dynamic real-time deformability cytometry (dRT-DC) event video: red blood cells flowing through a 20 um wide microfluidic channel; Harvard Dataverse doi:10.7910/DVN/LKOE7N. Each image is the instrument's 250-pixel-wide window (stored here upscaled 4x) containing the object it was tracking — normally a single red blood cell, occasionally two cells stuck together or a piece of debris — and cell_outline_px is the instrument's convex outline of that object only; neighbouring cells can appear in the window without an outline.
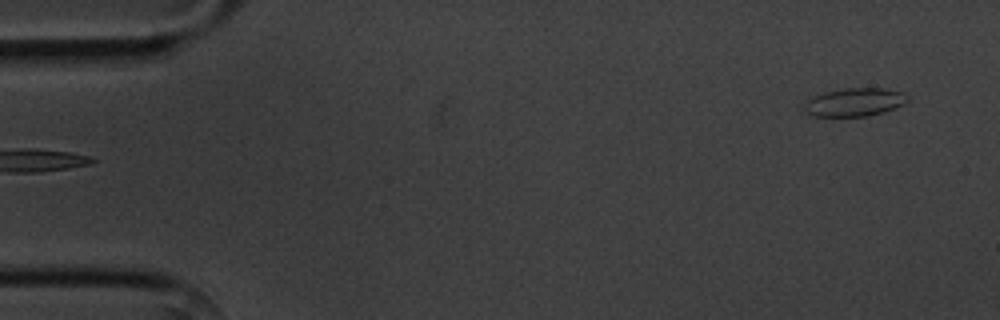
{"species": "common noctule bat (a hibernating species)", "species_latin": "Nyctalus noctula", "temperature_condition": "cold", "stored_images_in_passage": 2, "camera_frame_rate_fps": 3000, "um_per_image_px": 0.085, "animal": {"sex": "male", "body_mass_g": 20.1, "forearm_length_mm": 53.5}, "frame": {"image": 1, "passage_image": 2, "time_ms": 1.333, "image_size_px": [1000, 320], "cell_outline_px": [[908, 100], [904, 104], [884, 112], [868, 116], [808, 116], [804, 112], [804, 104], [812, 96], [824, 92], [844, 88], [884, 88], [900, 92], [908, 96]], "centroid_in_image_um": [72.6, 8.69], "position_along_channel_um": 12.4, "area_um2": 17.11}}